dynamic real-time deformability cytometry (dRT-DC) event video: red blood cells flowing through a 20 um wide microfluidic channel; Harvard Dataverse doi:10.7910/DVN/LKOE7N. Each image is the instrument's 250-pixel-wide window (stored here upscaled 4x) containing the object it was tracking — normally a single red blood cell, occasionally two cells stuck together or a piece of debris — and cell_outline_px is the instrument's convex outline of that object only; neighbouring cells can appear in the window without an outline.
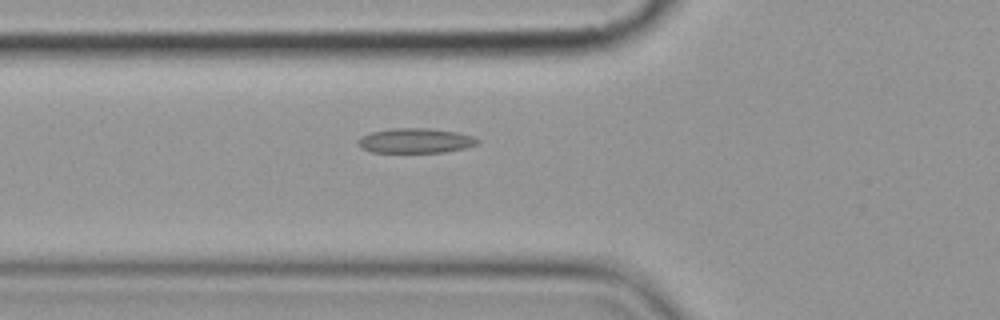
{"species": "common noctule bat (a hibernating species)", "species_latin": "Nyctalus noctula", "temperature_condition": "cold", "stored_images_in_passage": 6, "camera_frame_rate_fps": 3000, "um_per_image_px": 0.085, "animal": {"sex": "female", "body_mass_g": 19.9}, "frame": {"image": 1, "passage_image": 6, "time_ms": 6.0, "image_size_px": [1000, 320], "cell_outline_px": [[480, 140], [476, 144], [464, 148], [444, 152], [372, 152], [360, 148], [356, 144], [356, 140], [360, 136], [372, 132], [392, 128], [428, 128], [456, 132], [472, 136]], "centroid_in_image_um": [35.24, 11.95], "position_along_channel_um": 90.6, "area_um2": 17.28}}